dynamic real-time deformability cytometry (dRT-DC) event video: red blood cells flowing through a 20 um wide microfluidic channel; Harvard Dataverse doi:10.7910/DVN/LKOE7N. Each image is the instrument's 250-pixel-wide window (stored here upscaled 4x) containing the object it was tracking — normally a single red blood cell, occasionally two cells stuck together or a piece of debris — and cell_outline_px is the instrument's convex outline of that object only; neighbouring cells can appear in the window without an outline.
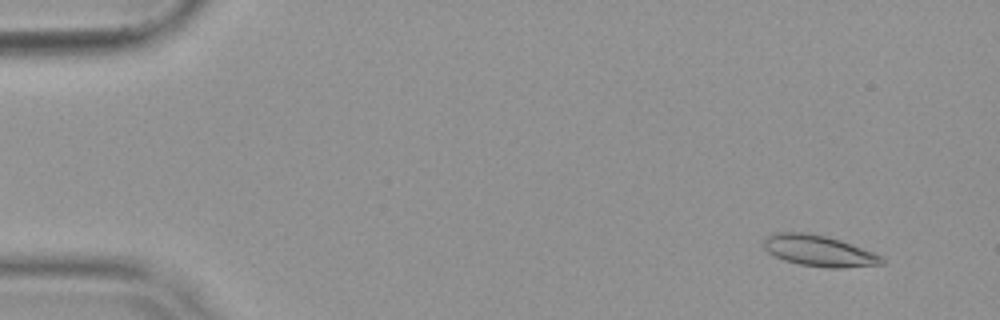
{"species": "common noctule bat (a hibernating species)", "species_latin": "Nyctalus noctula", "temperature_condition": "warm", "stored_images_in_passage": 54, "camera_frame_rate_fps": 3000, "um_per_image_px": 0.085, "animal": {"sex": "female", "body_mass_g": 19.9}, "frame": {"image": 1, "passage_image": 5, "time_ms": 1.333, "image_size_px": [1000, 320], "cell_outline_px": [[884, 264], [840, 268], [828, 268], [800, 264], [784, 260], [768, 252], [764, 248], [764, 240], [768, 236], [780, 232], [804, 232], [824, 236], [840, 240], [872, 252], [880, 256], [884, 260]], "centroid_in_image_um": [69.6, 21.33], "position_along_channel_um": 15.4, "area_um2": 20.98}}
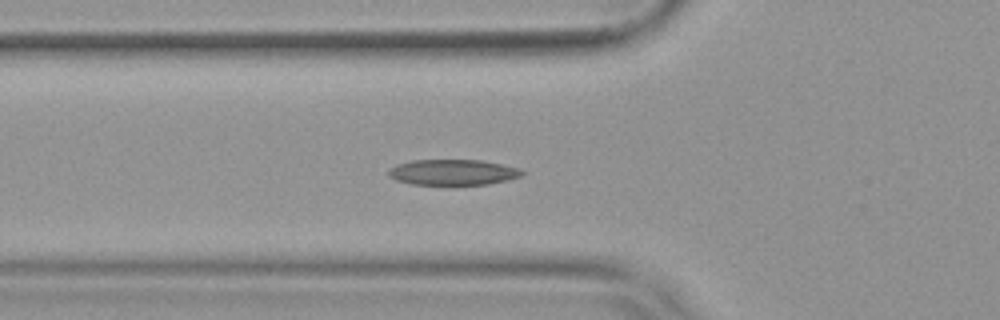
{"frame": {"image": 2, "passage_image": 20, "time_ms": 6.333, "image_size_px": [1000, 320], "cell_outline_px": [[524, 172], [520, 176], [508, 180], [488, 184], [412, 184], [396, 180], [388, 176], [388, 172], [396, 164], [412, 160], [484, 160], [520, 168]], "centroid_in_image_um": [38.51, 14.63], "position_along_channel_um": 87.3, "area_um2": 19.88}}
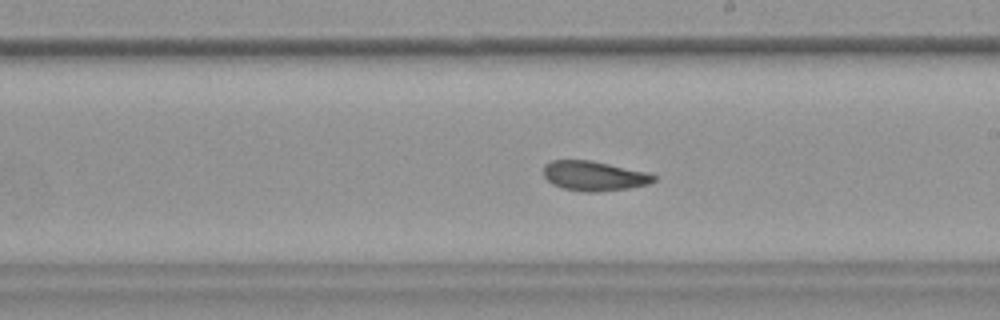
{"frame": {"image": 3, "passage_image": 32, "time_ms": 10.333, "image_size_px": [1000, 320], "cell_outline_px": [[656, 180], [648, 184], [628, 188], [596, 192], [584, 192], [564, 188], [552, 184], [544, 176], [544, 164], [552, 160], [592, 160], [648, 172], [656, 176]], "centroid_in_image_um": [50.5, 14.94], "position_along_channel_um": 238.5, "area_um2": 19.13}, "authors_computed_cell_mechanics": {"area_um2": 19.3919, "velocity_mm_per_s": 3.7806, "shape_relaxation_time_tau1_ms": 6.0523, "shape_relaxation_time_tau2_ms": 3.4064, "deformation_change_tau1": 0.1524, "deformation_change_tau2": 0.0976}}